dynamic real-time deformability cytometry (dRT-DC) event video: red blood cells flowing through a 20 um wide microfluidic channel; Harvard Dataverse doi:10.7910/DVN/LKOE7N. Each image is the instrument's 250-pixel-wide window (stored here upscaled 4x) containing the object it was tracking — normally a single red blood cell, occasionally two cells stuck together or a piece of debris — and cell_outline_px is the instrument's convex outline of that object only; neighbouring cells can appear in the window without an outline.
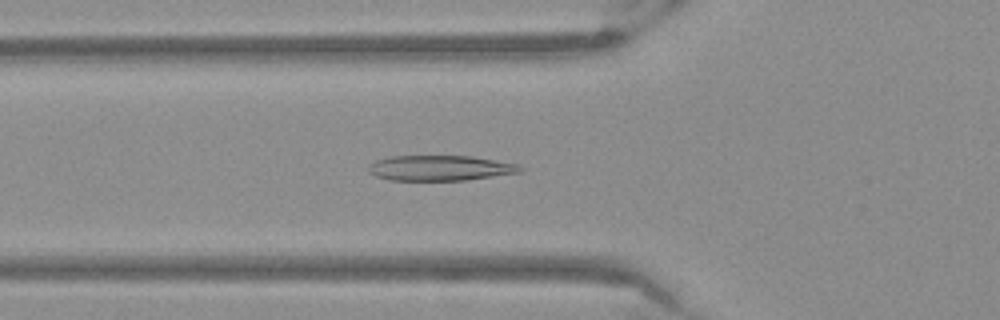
{"species": "Egyptian fruit bat (a non-hibernating species)", "species_latin": "Rousettus aegyptiacus", "temperature_condition": "warm", "stored_images_in_passage": 48, "camera_frame_rate_fps": 3000, "um_per_image_px": 0.085, "frame": {"image": 1, "passage_image": 14, "time_ms": 4.333, "image_size_px": [1000, 320], "cell_outline_px": [[524, 168], [520, 172], [468, 180], [388, 180], [376, 176], [368, 172], [368, 164], [376, 160], [388, 156], [472, 156], [520, 164]], "centroid_in_image_um": [37.4, 14.28], "position_along_channel_um": 88.4, "area_um2": 22.54}}
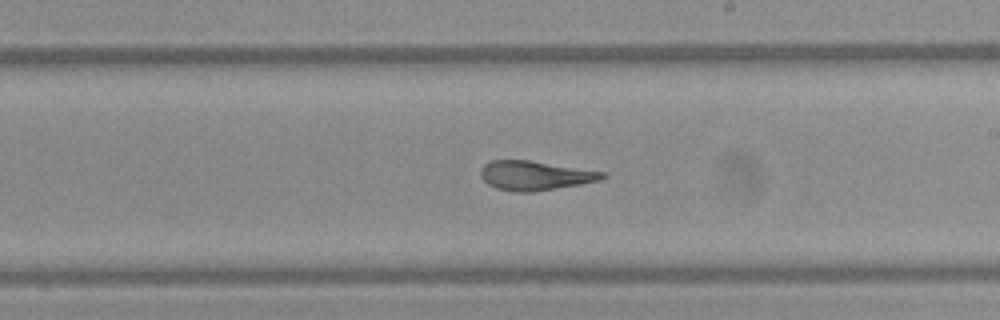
{"frame": {"image": 2, "passage_image": 26, "time_ms": 8.333, "image_size_px": [1000, 320], "cell_outline_px": [[608, 176], [600, 180], [580, 184], [532, 192], [516, 192], [496, 188], [488, 184], [480, 176], [480, 168], [484, 164], [492, 160], [528, 160], [608, 172]], "centroid_in_image_um": [45.49, 14.91], "position_along_channel_um": 243.5, "area_um2": 20.87}}
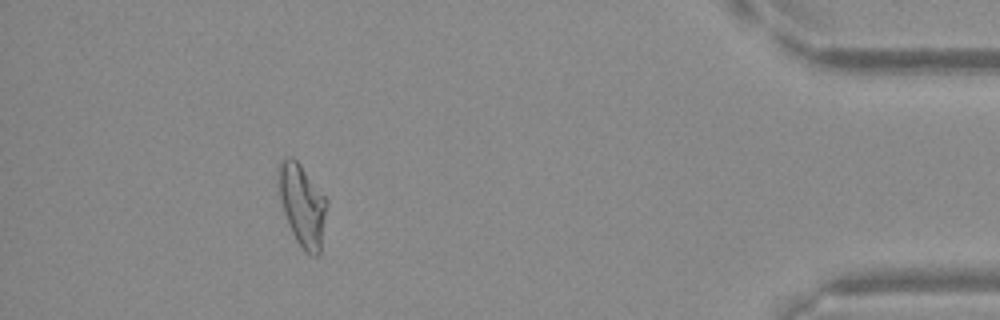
{"frame": {"image": 3, "passage_image": 43, "time_ms": 14.0, "image_size_px": [1000, 320], "cell_outline_px": [[328, 204], [320, 252], [316, 256], [312, 256], [304, 252], [296, 240], [292, 232], [284, 212], [280, 200], [276, 168], [276, 164], [280, 160], [288, 156], [292, 156], [300, 164], [328, 200]], "centroid_in_image_um": [25.68, 17.4], "position_along_channel_um": 409.5, "area_um2": 23.35}}